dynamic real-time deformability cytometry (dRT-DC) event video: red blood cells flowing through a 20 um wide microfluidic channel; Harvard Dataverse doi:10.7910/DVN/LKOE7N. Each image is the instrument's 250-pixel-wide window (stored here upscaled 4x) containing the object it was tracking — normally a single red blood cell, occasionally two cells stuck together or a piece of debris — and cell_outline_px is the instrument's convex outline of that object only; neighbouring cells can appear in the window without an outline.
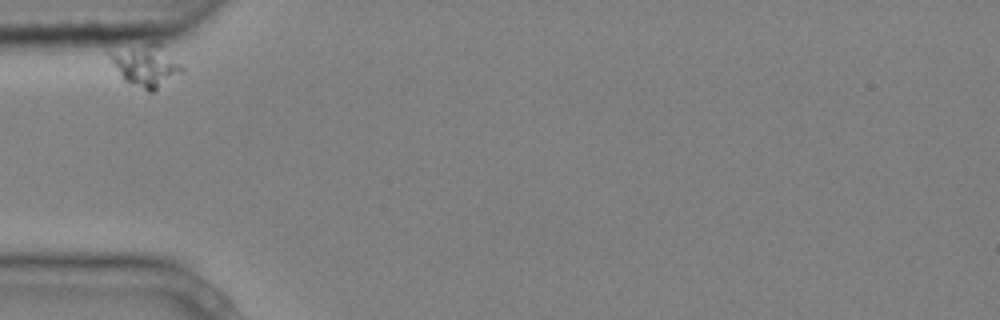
{"species": "common noctule bat (a hibernating species)", "species_latin": "Nyctalus noctula", "temperature_condition": "cold", "stored_images_in_passage": 2, "camera_frame_rate_fps": 3000, "um_per_image_px": 0.085, "animal": {"sex": "male", "body_mass_g": 20.4}, "frame": {"image": 1, "passage_image": 1, "time_ms": 0.0, "image_size_px": [1000, 320], "cell_outline_px": [[184, 72], [152, 92], [148, 92], [124, 80], [112, 60], [112, 56], [148, 44], [160, 44], [184, 68]], "centroid_in_image_um": [12.56, 5.68], "position_along_channel_um": 72.4, "area_um2": 16.07}}